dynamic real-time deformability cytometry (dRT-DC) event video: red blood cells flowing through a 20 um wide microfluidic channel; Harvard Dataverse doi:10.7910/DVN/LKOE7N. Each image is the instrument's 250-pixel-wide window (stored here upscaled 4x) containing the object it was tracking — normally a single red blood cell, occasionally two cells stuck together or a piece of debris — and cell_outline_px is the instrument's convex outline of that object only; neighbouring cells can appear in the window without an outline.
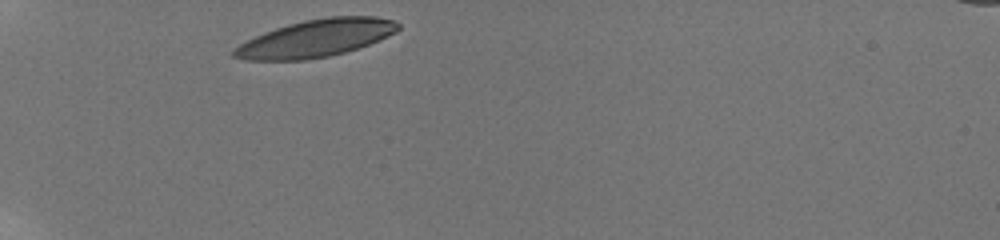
{"species": "human", "species_latin": "Homo sapiens", "temperature_condition": "room temperature", "stored_images_in_passage": 32, "camera_frame_rate_fps": 3000, "um_per_image_px": 0.085, "donor": {"sex": "male"}, "frame": {"image": 1, "passage_image": 1, "time_ms": 0.0, "image_size_px": [1000, 240], "cell_outline_px": [[400, 28], [396, 32], [380, 40], [344, 52], [328, 56], [304, 60], [244, 60], [232, 56], [232, 52], [240, 44], [264, 32], [288, 24], [304, 20], [328, 16], [376, 16], [396, 20], [400, 24]], "centroid_in_image_um": [26.89, 3.24], "position_along_channel_um": 58.1, "area_um2": 35.66}}
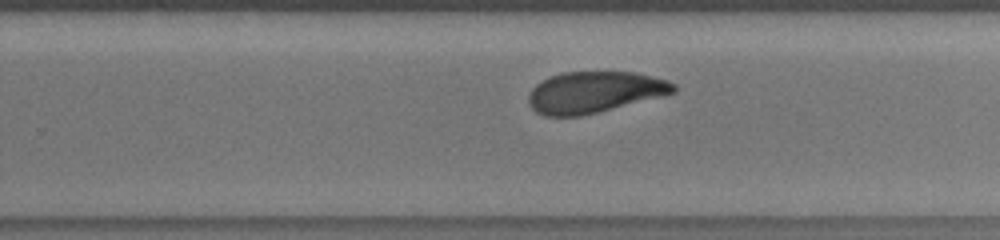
{"frame": {"image": 2, "passage_image": 21, "time_ms": 6.667, "image_size_px": [1000, 240], "cell_outline_px": [[676, 92], [664, 96], [580, 116], [544, 116], [536, 112], [528, 104], [528, 96], [532, 88], [536, 84], [552, 76], [564, 72], [636, 72], [668, 80], [676, 84]], "centroid_in_image_um": [50.55, 7.83], "position_along_channel_um": 279.3, "area_um2": 34.91}}
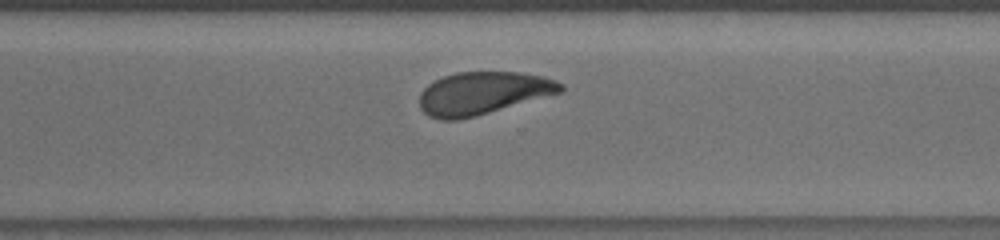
{"frame": {"image": 3, "passage_image": 25, "time_ms": 8.0, "image_size_px": [1000, 240], "cell_outline_px": [[564, 88], [560, 92], [476, 116], [456, 120], [440, 120], [428, 116], [420, 108], [420, 92], [428, 84], [444, 76], [456, 72], [520, 72], [544, 76], [556, 80], [564, 84]], "centroid_in_image_um": [41.02, 7.91], "position_along_channel_um": 329.6, "area_um2": 34.97}, "authors_computed_cell_mechanics": {"area_um2": 36.0383, "velocity_mm_per_s": 3.7607, "shape_relaxation_time_tau1_ms": 4.0252, "shape_relaxation_time_tau2_ms": 2.8775, "deformation_change_tau1": 0.1439, "deformation_change_tau2": 0.0927}}